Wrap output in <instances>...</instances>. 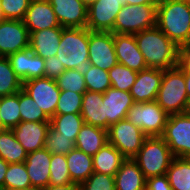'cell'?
<instances>
[{
	"label": "cell",
	"instance_id": "1",
	"mask_svg": "<svg viewBox=\"0 0 190 190\" xmlns=\"http://www.w3.org/2000/svg\"><path fill=\"white\" fill-rule=\"evenodd\" d=\"M134 36L147 67L165 70L178 65V46L157 26Z\"/></svg>",
	"mask_w": 190,
	"mask_h": 190
},
{
	"label": "cell",
	"instance_id": "2",
	"mask_svg": "<svg viewBox=\"0 0 190 190\" xmlns=\"http://www.w3.org/2000/svg\"><path fill=\"white\" fill-rule=\"evenodd\" d=\"M156 26L177 46L190 42V4L184 0H159Z\"/></svg>",
	"mask_w": 190,
	"mask_h": 190
},
{
	"label": "cell",
	"instance_id": "3",
	"mask_svg": "<svg viewBox=\"0 0 190 190\" xmlns=\"http://www.w3.org/2000/svg\"><path fill=\"white\" fill-rule=\"evenodd\" d=\"M89 29L67 27L62 29L56 56L67 69L85 74L91 67L88 54Z\"/></svg>",
	"mask_w": 190,
	"mask_h": 190
},
{
	"label": "cell",
	"instance_id": "4",
	"mask_svg": "<svg viewBox=\"0 0 190 190\" xmlns=\"http://www.w3.org/2000/svg\"><path fill=\"white\" fill-rule=\"evenodd\" d=\"M155 101L168 115L185 113L188 95L184 72L178 65L163 70L161 85Z\"/></svg>",
	"mask_w": 190,
	"mask_h": 190
},
{
	"label": "cell",
	"instance_id": "5",
	"mask_svg": "<svg viewBox=\"0 0 190 190\" xmlns=\"http://www.w3.org/2000/svg\"><path fill=\"white\" fill-rule=\"evenodd\" d=\"M174 158L169 146L161 137H147L132 159L148 179L166 175Z\"/></svg>",
	"mask_w": 190,
	"mask_h": 190
},
{
	"label": "cell",
	"instance_id": "6",
	"mask_svg": "<svg viewBox=\"0 0 190 190\" xmlns=\"http://www.w3.org/2000/svg\"><path fill=\"white\" fill-rule=\"evenodd\" d=\"M157 4L127 5L118 12L112 33L134 35L156 26Z\"/></svg>",
	"mask_w": 190,
	"mask_h": 190
},
{
	"label": "cell",
	"instance_id": "7",
	"mask_svg": "<svg viewBox=\"0 0 190 190\" xmlns=\"http://www.w3.org/2000/svg\"><path fill=\"white\" fill-rule=\"evenodd\" d=\"M126 118L140 128L147 137H161L169 115L156 101H149L135 102Z\"/></svg>",
	"mask_w": 190,
	"mask_h": 190
},
{
	"label": "cell",
	"instance_id": "8",
	"mask_svg": "<svg viewBox=\"0 0 190 190\" xmlns=\"http://www.w3.org/2000/svg\"><path fill=\"white\" fill-rule=\"evenodd\" d=\"M161 138L177 158L190 157V114L169 115Z\"/></svg>",
	"mask_w": 190,
	"mask_h": 190
},
{
	"label": "cell",
	"instance_id": "9",
	"mask_svg": "<svg viewBox=\"0 0 190 190\" xmlns=\"http://www.w3.org/2000/svg\"><path fill=\"white\" fill-rule=\"evenodd\" d=\"M147 136L127 118L112 124L108 129V142L126 159H132L140 150Z\"/></svg>",
	"mask_w": 190,
	"mask_h": 190
},
{
	"label": "cell",
	"instance_id": "10",
	"mask_svg": "<svg viewBox=\"0 0 190 190\" xmlns=\"http://www.w3.org/2000/svg\"><path fill=\"white\" fill-rule=\"evenodd\" d=\"M22 89L33 98L49 118L55 115L61 92L56 80L46 77L31 79L23 82Z\"/></svg>",
	"mask_w": 190,
	"mask_h": 190
},
{
	"label": "cell",
	"instance_id": "11",
	"mask_svg": "<svg viewBox=\"0 0 190 190\" xmlns=\"http://www.w3.org/2000/svg\"><path fill=\"white\" fill-rule=\"evenodd\" d=\"M88 54L91 65L109 71L118 63L113 33L89 30Z\"/></svg>",
	"mask_w": 190,
	"mask_h": 190
},
{
	"label": "cell",
	"instance_id": "12",
	"mask_svg": "<svg viewBox=\"0 0 190 190\" xmlns=\"http://www.w3.org/2000/svg\"><path fill=\"white\" fill-rule=\"evenodd\" d=\"M30 47V33L23 20L0 21V56L8 57Z\"/></svg>",
	"mask_w": 190,
	"mask_h": 190
},
{
	"label": "cell",
	"instance_id": "13",
	"mask_svg": "<svg viewBox=\"0 0 190 190\" xmlns=\"http://www.w3.org/2000/svg\"><path fill=\"white\" fill-rule=\"evenodd\" d=\"M123 5L120 0H97L88 7L86 27L90 31L111 32Z\"/></svg>",
	"mask_w": 190,
	"mask_h": 190
},
{
	"label": "cell",
	"instance_id": "14",
	"mask_svg": "<svg viewBox=\"0 0 190 190\" xmlns=\"http://www.w3.org/2000/svg\"><path fill=\"white\" fill-rule=\"evenodd\" d=\"M134 103L130 92L108 88L103 93V105H101L102 119H106V130L112 124L125 119Z\"/></svg>",
	"mask_w": 190,
	"mask_h": 190
},
{
	"label": "cell",
	"instance_id": "15",
	"mask_svg": "<svg viewBox=\"0 0 190 190\" xmlns=\"http://www.w3.org/2000/svg\"><path fill=\"white\" fill-rule=\"evenodd\" d=\"M61 27L84 28L88 7L82 0H49Z\"/></svg>",
	"mask_w": 190,
	"mask_h": 190
},
{
	"label": "cell",
	"instance_id": "16",
	"mask_svg": "<svg viewBox=\"0 0 190 190\" xmlns=\"http://www.w3.org/2000/svg\"><path fill=\"white\" fill-rule=\"evenodd\" d=\"M7 58L22 82L44 77L45 59L34 54L30 47L11 54Z\"/></svg>",
	"mask_w": 190,
	"mask_h": 190
},
{
	"label": "cell",
	"instance_id": "17",
	"mask_svg": "<svg viewBox=\"0 0 190 190\" xmlns=\"http://www.w3.org/2000/svg\"><path fill=\"white\" fill-rule=\"evenodd\" d=\"M113 40L118 63L136 72L148 68L134 35L113 33Z\"/></svg>",
	"mask_w": 190,
	"mask_h": 190
},
{
	"label": "cell",
	"instance_id": "18",
	"mask_svg": "<svg viewBox=\"0 0 190 190\" xmlns=\"http://www.w3.org/2000/svg\"><path fill=\"white\" fill-rule=\"evenodd\" d=\"M23 22L30 34L43 29L61 27L49 0H31Z\"/></svg>",
	"mask_w": 190,
	"mask_h": 190
},
{
	"label": "cell",
	"instance_id": "19",
	"mask_svg": "<svg viewBox=\"0 0 190 190\" xmlns=\"http://www.w3.org/2000/svg\"><path fill=\"white\" fill-rule=\"evenodd\" d=\"M163 69L146 68L138 72L136 80L132 85L130 94L134 102L155 101L159 91Z\"/></svg>",
	"mask_w": 190,
	"mask_h": 190
},
{
	"label": "cell",
	"instance_id": "20",
	"mask_svg": "<svg viewBox=\"0 0 190 190\" xmlns=\"http://www.w3.org/2000/svg\"><path fill=\"white\" fill-rule=\"evenodd\" d=\"M50 122L21 121L12 128L15 138L27 153L44 148Z\"/></svg>",
	"mask_w": 190,
	"mask_h": 190
},
{
	"label": "cell",
	"instance_id": "21",
	"mask_svg": "<svg viewBox=\"0 0 190 190\" xmlns=\"http://www.w3.org/2000/svg\"><path fill=\"white\" fill-rule=\"evenodd\" d=\"M51 156L52 154L45 148L27 154L24 163L32 187L42 189L49 185Z\"/></svg>",
	"mask_w": 190,
	"mask_h": 190
},
{
	"label": "cell",
	"instance_id": "22",
	"mask_svg": "<svg viewBox=\"0 0 190 190\" xmlns=\"http://www.w3.org/2000/svg\"><path fill=\"white\" fill-rule=\"evenodd\" d=\"M64 27L43 29L30 34V49L37 56L47 59L55 56Z\"/></svg>",
	"mask_w": 190,
	"mask_h": 190
},
{
	"label": "cell",
	"instance_id": "23",
	"mask_svg": "<svg viewBox=\"0 0 190 190\" xmlns=\"http://www.w3.org/2000/svg\"><path fill=\"white\" fill-rule=\"evenodd\" d=\"M108 143V130L84 123L81 127L75 147L87 155L94 156Z\"/></svg>",
	"mask_w": 190,
	"mask_h": 190
},
{
	"label": "cell",
	"instance_id": "24",
	"mask_svg": "<svg viewBox=\"0 0 190 190\" xmlns=\"http://www.w3.org/2000/svg\"><path fill=\"white\" fill-rule=\"evenodd\" d=\"M116 190H145L146 177L133 159H126L114 176Z\"/></svg>",
	"mask_w": 190,
	"mask_h": 190
},
{
	"label": "cell",
	"instance_id": "25",
	"mask_svg": "<svg viewBox=\"0 0 190 190\" xmlns=\"http://www.w3.org/2000/svg\"><path fill=\"white\" fill-rule=\"evenodd\" d=\"M93 157L94 172L115 176L126 158L109 142L106 143Z\"/></svg>",
	"mask_w": 190,
	"mask_h": 190
},
{
	"label": "cell",
	"instance_id": "26",
	"mask_svg": "<svg viewBox=\"0 0 190 190\" xmlns=\"http://www.w3.org/2000/svg\"><path fill=\"white\" fill-rule=\"evenodd\" d=\"M66 159L73 183L81 185L94 172L93 157L76 147L66 155Z\"/></svg>",
	"mask_w": 190,
	"mask_h": 190
},
{
	"label": "cell",
	"instance_id": "27",
	"mask_svg": "<svg viewBox=\"0 0 190 190\" xmlns=\"http://www.w3.org/2000/svg\"><path fill=\"white\" fill-rule=\"evenodd\" d=\"M101 105H103L102 93L84 92L81 106L84 123L106 129V119H102Z\"/></svg>",
	"mask_w": 190,
	"mask_h": 190
},
{
	"label": "cell",
	"instance_id": "28",
	"mask_svg": "<svg viewBox=\"0 0 190 190\" xmlns=\"http://www.w3.org/2000/svg\"><path fill=\"white\" fill-rule=\"evenodd\" d=\"M27 154L12 129L0 130V158L9 164L20 163L25 162Z\"/></svg>",
	"mask_w": 190,
	"mask_h": 190
},
{
	"label": "cell",
	"instance_id": "29",
	"mask_svg": "<svg viewBox=\"0 0 190 190\" xmlns=\"http://www.w3.org/2000/svg\"><path fill=\"white\" fill-rule=\"evenodd\" d=\"M166 176L173 190H190V159L175 157Z\"/></svg>",
	"mask_w": 190,
	"mask_h": 190
},
{
	"label": "cell",
	"instance_id": "30",
	"mask_svg": "<svg viewBox=\"0 0 190 190\" xmlns=\"http://www.w3.org/2000/svg\"><path fill=\"white\" fill-rule=\"evenodd\" d=\"M83 124L81 113L55 114L50 118V126L74 142Z\"/></svg>",
	"mask_w": 190,
	"mask_h": 190
},
{
	"label": "cell",
	"instance_id": "31",
	"mask_svg": "<svg viewBox=\"0 0 190 190\" xmlns=\"http://www.w3.org/2000/svg\"><path fill=\"white\" fill-rule=\"evenodd\" d=\"M23 82L16 75L7 57L0 56V97L16 94Z\"/></svg>",
	"mask_w": 190,
	"mask_h": 190
},
{
	"label": "cell",
	"instance_id": "32",
	"mask_svg": "<svg viewBox=\"0 0 190 190\" xmlns=\"http://www.w3.org/2000/svg\"><path fill=\"white\" fill-rule=\"evenodd\" d=\"M19 112V91L13 95L0 97L2 130L12 129L21 122Z\"/></svg>",
	"mask_w": 190,
	"mask_h": 190
},
{
	"label": "cell",
	"instance_id": "33",
	"mask_svg": "<svg viewBox=\"0 0 190 190\" xmlns=\"http://www.w3.org/2000/svg\"><path fill=\"white\" fill-rule=\"evenodd\" d=\"M21 121L50 122V118L23 89L19 90Z\"/></svg>",
	"mask_w": 190,
	"mask_h": 190
},
{
	"label": "cell",
	"instance_id": "34",
	"mask_svg": "<svg viewBox=\"0 0 190 190\" xmlns=\"http://www.w3.org/2000/svg\"><path fill=\"white\" fill-rule=\"evenodd\" d=\"M32 187L24 162L9 164L4 177V190Z\"/></svg>",
	"mask_w": 190,
	"mask_h": 190
},
{
	"label": "cell",
	"instance_id": "35",
	"mask_svg": "<svg viewBox=\"0 0 190 190\" xmlns=\"http://www.w3.org/2000/svg\"><path fill=\"white\" fill-rule=\"evenodd\" d=\"M108 74L112 88L130 92L138 72L131 70L123 64L117 63L108 71Z\"/></svg>",
	"mask_w": 190,
	"mask_h": 190
},
{
	"label": "cell",
	"instance_id": "36",
	"mask_svg": "<svg viewBox=\"0 0 190 190\" xmlns=\"http://www.w3.org/2000/svg\"><path fill=\"white\" fill-rule=\"evenodd\" d=\"M44 148L51 154L67 155L73 148H75V142L49 126Z\"/></svg>",
	"mask_w": 190,
	"mask_h": 190
},
{
	"label": "cell",
	"instance_id": "37",
	"mask_svg": "<svg viewBox=\"0 0 190 190\" xmlns=\"http://www.w3.org/2000/svg\"><path fill=\"white\" fill-rule=\"evenodd\" d=\"M49 168V185H66L72 183L69 175L66 155L52 154Z\"/></svg>",
	"mask_w": 190,
	"mask_h": 190
},
{
	"label": "cell",
	"instance_id": "38",
	"mask_svg": "<svg viewBox=\"0 0 190 190\" xmlns=\"http://www.w3.org/2000/svg\"><path fill=\"white\" fill-rule=\"evenodd\" d=\"M87 91L104 93L111 87L108 71L91 65L90 69L84 74Z\"/></svg>",
	"mask_w": 190,
	"mask_h": 190
},
{
	"label": "cell",
	"instance_id": "39",
	"mask_svg": "<svg viewBox=\"0 0 190 190\" xmlns=\"http://www.w3.org/2000/svg\"><path fill=\"white\" fill-rule=\"evenodd\" d=\"M56 82L60 90H69L77 93H84L87 91L84 75L75 69L65 70L56 79Z\"/></svg>",
	"mask_w": 190,
	"mask_h": 190
},
{
	"label": "cell",
	"instance_id": "40",
	"mask_svg": "<svg viewBox=\"0 0 190 190\" xmlns=\"http://www.w3.org/2000/svg\"><path fill=\"white\" fill-rule=\"evenodd\" d=\"M83 94L61 90L55 114L81 113Z\"/></svg>",
	"mask_w": 190,
	"mask_h": 190
},
{
	"label": "cell",
	"instance_id": "41",
	"mask_svg": "<svg viewBox=\"0 0 190 190\" xmlns=\"http://www.w3.org/2000/svg\"><path fill=\"white\" fill-rule=\"evenodd\" d=\"M31 0H0L4 19L23 20Z\"/></svg>",
	"mask_w": 190,
	"mask_h": 190
},
{
	"label": "cell",
	"instance_id": "42",
	"mask_svg": "<svg viewBox=\"0 0 190 190\" xmlns=\"http://www.w3.org/2000/svg\"><path fill=\"white\" fill-rule=\"evenodd\" d=\"M81 190H116L114 176L93 172L80 185Z\"/></svg>",
	"mask_w": 190,
	"mask_h": 190
},
{
	"label": "cell",
	"instance_id": "43",
	"mask_svg": "<svg viewBox=\"0 0 190 190\" xmlns=\"http://www.w3.org/2000/svg\"><path fill=\"white\" fill-rule=\"evenodd\" d=\"M44 67V77L52 80H56L66 70L56 55L45 59Z\"/></svg>",
	"mask_w": 190,
	"mask_h": 190
},
{
	"label": "cell",
	"instance_id": "44",
	"mask_svg": "<svg viewBox=\"0 0 190 190\" xmlns=\"http://www.w3.org/2000/svg\"><path fill=\"white\" fill-rule=\"evenodd\" d=\"M145 190H173L166 175L146 179Z\"/></svg>",
	"mask_w": 190,
	"mask_h": 190
},
{
	"label": "cell",
	"instance_id": "45",
	"mask_svg": "<svg viewBox=\"0 0 190 190\" xmlns=\"http://www.w3.org/2000/svg\"><path fill=\"white\" fill-rule=\"evenodd\" d=\"M178 66L190 69V42L178 46Z\"/></svg>",
	"mask_w": 190,
	"mask_h": 190
},
{
	"label": "cell",
	"instance_id": "46",
	"mask_svg": "<svg viewBox=\"0 0 190 190\" xmlns=\"http://www.w3.org/2000/svg\"><path fill=\"white\" fill-rule=\"evenodd\" d=\"M40 190H81V188L79 184L72 182L66 185H48Z\"/></svg>",
	"mask_w": 190,
	"mask_h": 190
},
{
	"label": "cell",
	"instance_id": "47",
	"mask_svg": "<svg viewBox=\"0 0 190 190\" xmlns=\"http://www.w3.org/2000/svg\"><path fill=\"white\" fill-rule=\"evenodd\" d=\"M9 163L0 158V190H4V177Z\"/></svg>",
	"mask_w": 190,
	"mask_h": 190
},
{
	"label": "cell",
	"instance_id": "48",
	"mask_svg": "<svg viewBox=\"0 0 190 190\" xmlns=\"http://www.w3.org/2000/svg\"><path fill=\"white\" fill-rule=\"evenodd\" d=\"M159 0H124L127 5L158 4Z\"/></svg>",
	"mask_w": 190,
	"mask_h": 190
},
{
	"label": "cell",
	"instance_id": "49",
	"mask_svg": "<svg viewBox=\"0 0 190 190\" xmlns=\"http://www.w3.org/2000/svg\"><path fill=\"white\" fill-rule=\"evenodd\" d=\"M184 72L185 86L188 97L190 96V69H182Z\"/></svg>",
	"mask_w": 190,
	"mask_h": 190
},
{
	"label": "cell",
	"instance_id": "50",
	"mask_svg": "<svg viewBox=\"0 0 190 190\" xmlns=\"http://www.w3.org/2000/svg\"><path fill=\"white\" fill-rule=\"evenodd\" d=\"M83 1V3L87 6V7H89V6H91L92 4H94L95 2H97V0H82Z\"/></svg>",
	"mask_w": 190,
	"mask_h": 190
},
{
	"label": "cell",
	"instance_id": "51",
	"mask_svg": "<svg viewBox=\"0 0 190 190\" xmlns=\"http://www.w3.org/2000/svg\"><path fill=\"white\" fill-rule=\"evenodd\" d=\"M185 113L190 114V96L188 97Z\"/></svg>",
	"mask_w": 190,
	"mask_h": 190
},
{
	"label": "cell",
	"instance_id": "52",
	"mask_svg": "<svg viewBox=\"0 0 190 190\" xmlns=\"http://www.w3.org/2000/svg\"><path fill=\"white\" fill-rule=\"evenodd\" d=\"M11 190H40L36 187H27V188H20V189H11Z\"/></svg>",
	"mask_w": 190,
	"mask_h": 190
},
{
	"label": "cell",
	"instance_id": "53",
	"mask_svg": "<svg viewBox=\"0 0 190 190\" xmlns=\"http://www.w3.org/2000/svg\"><path fill=\"white\" fill-rule=\"evenodd\" d=\"M1 20H4V17H3L2 9H1V7H0V21H1Z\"/></svg>",
	"mask_w": 190,
	"mask_h": 190
},
{
	"label": "cell",
	"instance_id": "54",
	"mask_svg": "<svg viewBox=\"0 0 190 190\" xmlns=\"http://www.w3.org/2000/svg\"><path fill=\"white\" fill-rule=\"evenodd\" d=\"M0 130H2V118H1V114H0Z\"/></svg>",
	"mask_w": 190,
	"mask_h": 190
}]
</instances>
